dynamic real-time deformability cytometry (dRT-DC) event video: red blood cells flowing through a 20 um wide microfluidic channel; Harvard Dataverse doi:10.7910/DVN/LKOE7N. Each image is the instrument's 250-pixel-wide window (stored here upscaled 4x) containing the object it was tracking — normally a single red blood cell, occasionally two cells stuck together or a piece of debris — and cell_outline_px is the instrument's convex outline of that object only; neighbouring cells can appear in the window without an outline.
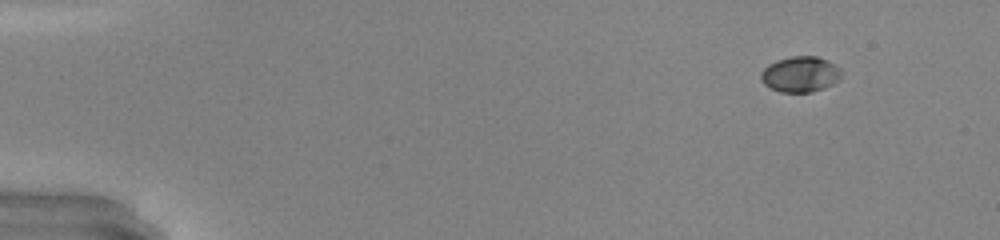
{"species": "common noctule bat (a hibernating species)", "species_latin": "Nyctalus noctula", "temperature_condition": "warm", "stored_images_in_passage": 46, "camera_frame_rate_fps": 3000, "um_per_image_px": 0.085, "animal": {"sex": "male", "body_mass_g": 20.0, "forearm_length_mm": 53.3}, "frame": {"image": 1, "passage_image": 1, "time_ms": 0.0, "image_size_px": [1000, 240], "cell_outline_px": [[840, 80], [824, 88], [812, 92], [780, 92], [764, 84], [760, 80], [760, 72], [768, 64], [776, 60], [792, 56], [816, 56], [828, 60], [836, 64], [840, 68]], "centroid_in_image_um": [68.02, 6.3], "position_along_channel_um": 17.0, "area_um2": 16.88}}
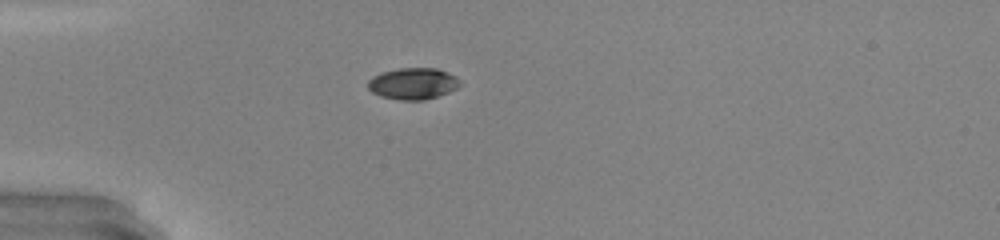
{"frame": {"image": 2, "passage_image": 11, "time_ms": 3.333, "image_size_px": [1000, 240], "cell_outline_px": [[460, 84], [456, 88], [448, 92], [424, 100], [400, 100], [380, 96], [372, 92], [368, 88], [368, 80], [372, 76], [380, 72], [400, 68], [436, 68], [448, 72], [456, 76], [460, 80]], "centroid_in_image_um": [35.08, 7.09], "position_along_channel_um": 49.9, "area_um2": 16.94}}
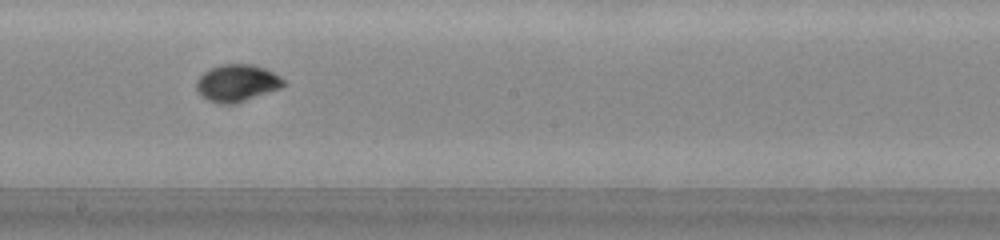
{"frame": {"image": 3, "passage_image": 25, "time_ms": 8.0, "image_size_px": [1000, 240], "cell_outline_px": [[288, 84], [280, 88], [232, 104], [220, 104], [208, 100], [196, 88], [196, 80], [208, 68], [220, 64], [252, 64], [264, 68], [280, 76]], "centroid_in_image_um": [20.14, 7.03], "position_along_channel_um": 228.1, "area_um2": 18.67}, "authors_computed_cell_mechanics": {"area_um2": 17.5134, "velocity_mm_per_s": 4.2327, "shape_relaxation_time_tau1_ms": 3.326, "shape_relaxation_time_tau2_ms": null, "deformation_change_tau1": 0.1661, "deformation_change_tau2": null}}